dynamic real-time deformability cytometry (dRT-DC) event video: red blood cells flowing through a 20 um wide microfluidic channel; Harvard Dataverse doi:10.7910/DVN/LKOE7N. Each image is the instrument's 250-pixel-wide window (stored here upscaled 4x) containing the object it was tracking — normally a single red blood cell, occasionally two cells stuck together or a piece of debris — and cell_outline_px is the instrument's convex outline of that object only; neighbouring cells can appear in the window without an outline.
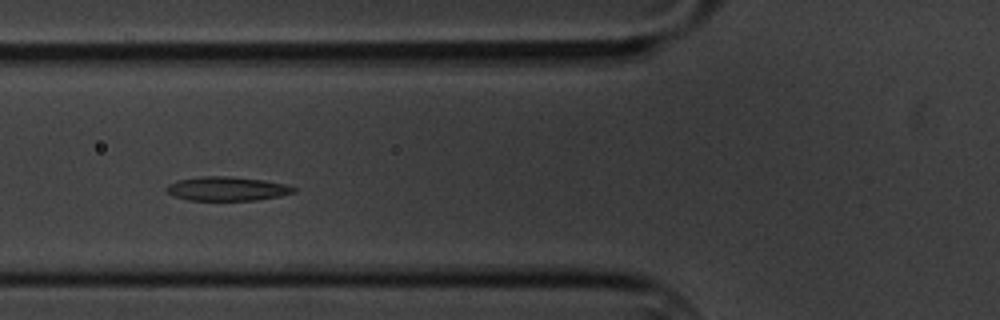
{"species": "common noctule bat (a hibernating species)", "species_latin": "Nyctalus noctula", "temperature_condition": "cold", "stored_images_in_passage": 4, "camera_frame_rate_fps": 3000, "um_per_image_px": 0.085, "animal": {"sex": "male", "body_mass_g": 20.1, "forearm_length_mm": 53.5}, "frame": {"image": 1, "passage_image": 3, "time_ms": 2.333, "image_size_px": [1000, 320], "cell_outline_px": [[296, 192], [280, 196], [256, 200], [188, 200], [172, 196], [164, 188], [168, 184], [176, 180], [200, 176], [232, 176], [264, 180], [284, 184], [296, 188]], "centroid_in_image_um": [19.26, 16.03], "position_along_channel_um": 106.5, "area_um2": 17.98}}
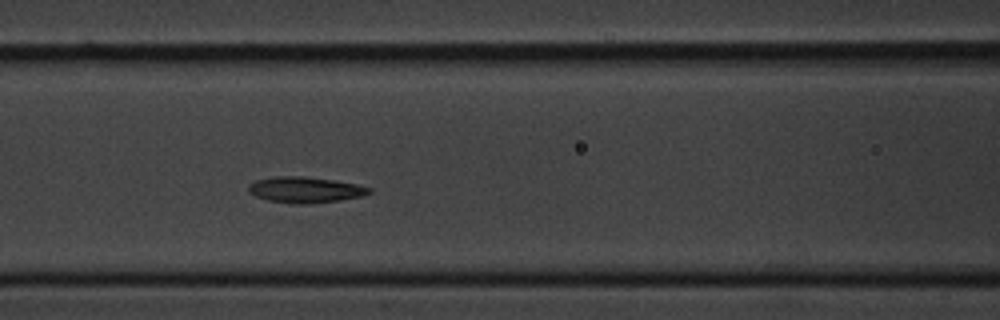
{"frame": {"image": 2, "passage_image": 4, "time_ms": 3.333, "image_size_px": [1000, 320], "cell_outline_px": [[372, 192], [360, 196], [340, 200], [308, 204], [292, 204], [268, 200], [256, 196], [248, 192], [248, 184], [256, 180], [272, 176], [304, 176], [332, 180], [356, 184], [372, 188]], "centroid_in_image_um": [25.9, 16.13], "position_along_channel_um": 140.7, "area_um2": 18.26}}